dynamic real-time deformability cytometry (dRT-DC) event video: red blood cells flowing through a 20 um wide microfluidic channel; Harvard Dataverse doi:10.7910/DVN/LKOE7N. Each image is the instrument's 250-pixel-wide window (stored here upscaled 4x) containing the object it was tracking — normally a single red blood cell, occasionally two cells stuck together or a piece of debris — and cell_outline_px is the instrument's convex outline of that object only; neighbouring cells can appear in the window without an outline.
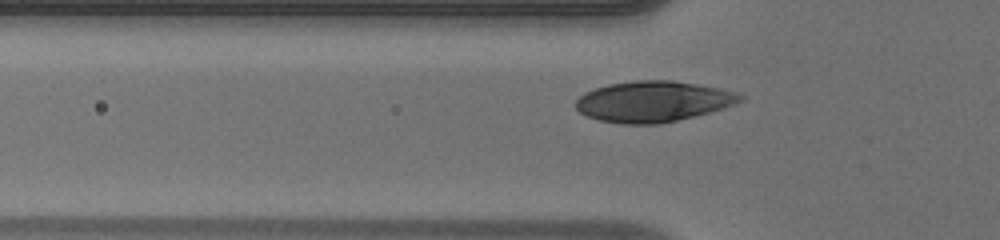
{"species": "human", "species_latin": "Homo sapiens", "temperature_condition": "warm", "stored_images_in_passage": 31, "camera_frame_rate_fps": 3000, "um_per_image_px": 0.085, "donor": {"sex": "male"}, "frame": {"image": 1, "passage_image": 6, "time_ms": 1.667, "image_size_px": [1000, 240], "cell_outline_px": [[744, 96], [740, 100], [724, 108], [660, 124], [624, 124], [600, 120], [588, 116], [580, 112], [576, 108], [576, 100], [584, 92], [608, 84], [636, 80], [672, 80], [720, 88]], "centroid_in_image_um": [55.47, 8.62], "position_along_channel_um": 70.3, "area_um2": 38.61}}
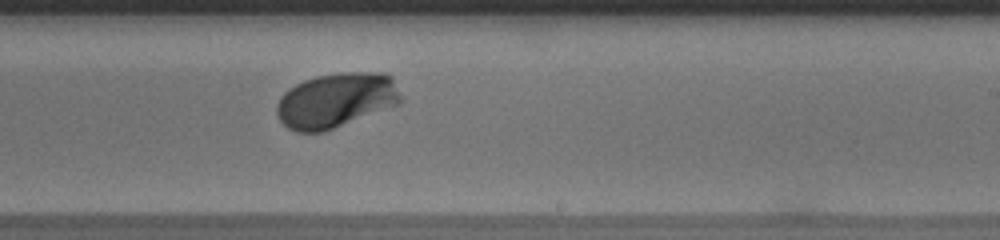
{"frame": {"image": 2, "passage_image": 20, "time_ms": 6.333, "image_size_px": [1000, 240], "cell_outline_px": [[404, 100], [400, 104], [324, 132], [296, 132], [288, 128], [276, 116], [276, 104], [280, 96], [288, 88], [304, 80], [316, 76], [340, 72], [384, 72], [392, 76]], "centroid_in_image_um": [28.58, 8.52], "position_along_channel_um": 260.4, "area_um2": 40.23}}
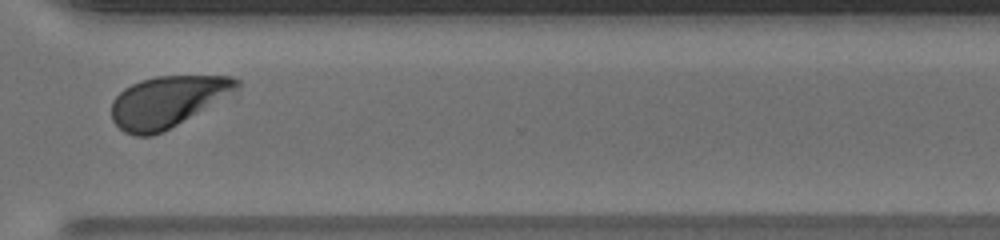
{"frame": {"image": 3, "passage_image": 27, "time_ms": 8.667, "image_size_px": [1000, 240], "cell_outline_px": [[240, 88], [236, 92], [176, 124], [152, 136], [136, 136], [124, 132], [112, 120], [112, 100], [124, 88], [140, 80], [156, 76], [232, 76], [240, 80]], "centroid_in_image_um": [14.24, 8.62], "position_along_channel_um": 356.4, "area_um2": 37.11}, "authors_computed_cell_mechanics": {"area_um2": 38.6104, "velocity_mm_per_s": 4.0749, "shape_relaxation_time_tau1_ms": 1.5181, "shape_relaxation_time_tau2_ms": null, "deformation_change_tau1": 0.1332, "deformation_change_tau2": null}}